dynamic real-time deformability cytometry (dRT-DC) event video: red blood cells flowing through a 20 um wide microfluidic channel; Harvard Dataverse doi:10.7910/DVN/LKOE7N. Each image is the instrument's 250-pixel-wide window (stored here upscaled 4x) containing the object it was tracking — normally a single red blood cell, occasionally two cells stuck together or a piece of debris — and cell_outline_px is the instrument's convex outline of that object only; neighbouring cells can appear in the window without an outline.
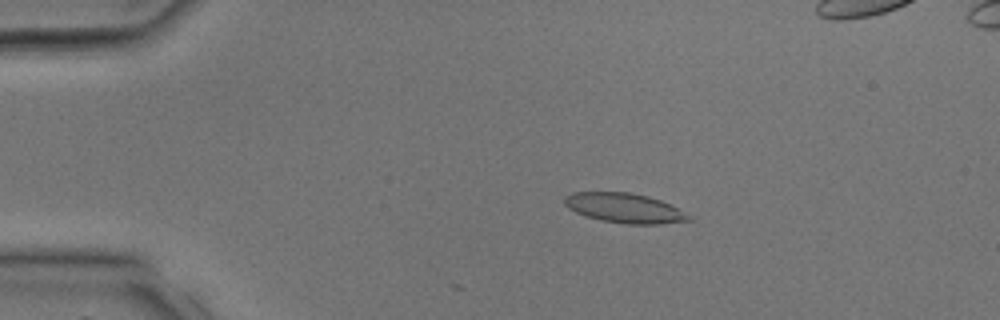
{"species": "common noctule bat (a hibernating species)", "species_latin": "Nyctalus noctula", "temperature_condition": "room temperature", "stored_images_in_passage": 9, "camera_frame_rate_fps": 3000, "um_per_image_px": 0.085, "animal": {"sex": "male", "body_mass_g": 17.9, "forearm_length_mm": 54.2}, "frame": {"image": 1, "passage_image": 7, "time_ms": 2.0, "image_size_px": [1000, 320], "cell_outline_px": [[692, 220], [660, 224], [628, 224], [600, 220], [584, 216], [568, 208], [564, 204], [564, 196], [572, 192], [628, 192], [648, 196], [660, 200], [676, 208], [688, 216]], "centroid_in_image_um": [53.0, 17.68], "position_along_channel_um": 32.0, "area_um2": 21.33}}